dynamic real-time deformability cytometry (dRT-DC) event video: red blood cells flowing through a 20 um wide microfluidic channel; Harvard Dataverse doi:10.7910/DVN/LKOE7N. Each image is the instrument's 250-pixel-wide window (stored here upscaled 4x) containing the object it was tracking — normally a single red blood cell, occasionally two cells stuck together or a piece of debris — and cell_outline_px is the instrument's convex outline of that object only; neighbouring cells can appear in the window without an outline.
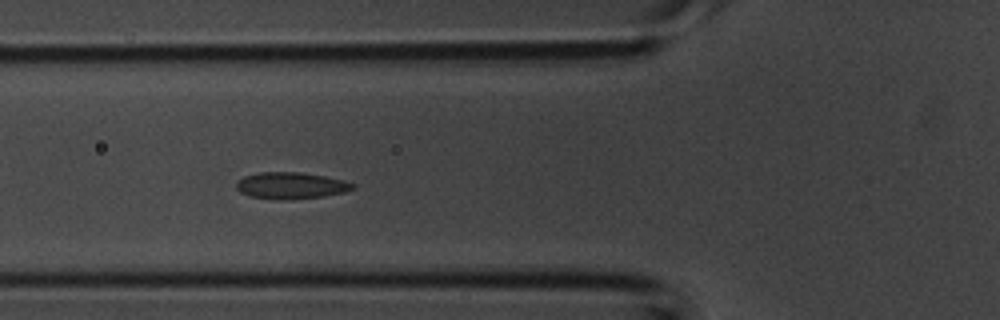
{"species": "common noctule bat (a hibernating species)", "species_latin": "Nyctalus noctula", "temperature_condition": "room temperature", "stored_images_in_passage": 43, "camera_frame_rate_fps": 3000, "um_per_image_px": 0.085, "animal": {"sex": "male", "body_mass_g": 20.1, "forearm_length_mm": 53.5}, "frame": {"image": 1, "passage_image": 15, "time_ms": 4.667, "image_size_px": [1000, 320], "cell_outline_px": [[356, 188], [344, 192], [324, 196], [292, 200], [276, 200], [248, 196], [240, 192], [236, 188], [236, 184], [244, 176], [260, 172], [300, 172], [324, 176], [344, 180], [356, 184]], "centroid_in_image_um": [24.74, 15.78], "position_along_channel_um": 101.1, "area_um2": 18.26}}
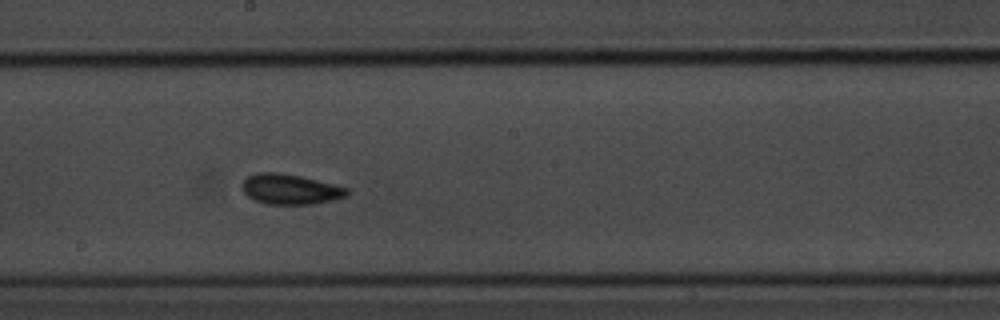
{"frame": {"image": 2, "passage_image": 23, "time_ms": 7.333, "image_size_px": [1000, 320], "cell_outline_px": [[348, 196], [316, 204], [268, 204], [256, 200], [248, 196], [244, 192], [240, 184], [248, 176], [256, 172], [276, 172], [300, 176], [348, 188]], "centroid_in_image_um": [24.65, 16.08], "position_along_channel_um": 223.5, "area_um2": 18.38}}
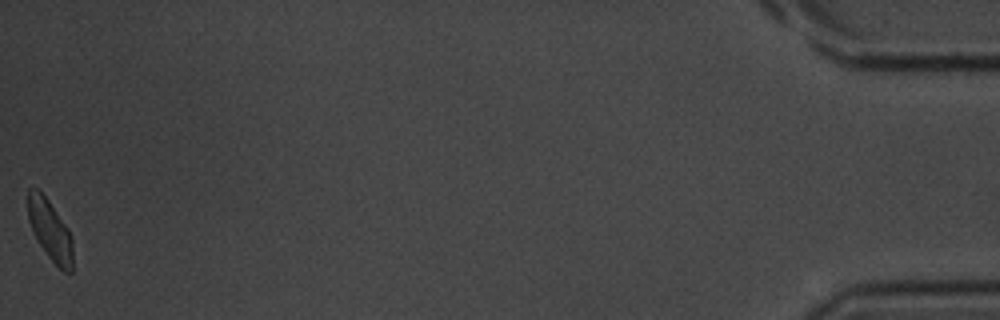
{"frame": {"image": 3, "passage_image": 43, "time_ms": 14.0, "image_size_px": [1000, 320], "cell_outline_px": [[72, 272], [64, 272], [48, 256], [36, 240], [28, 220], [28, 188], [36, 188], [48, 200], [68, 228], [72, 236]], "centroid_in_image_um": [4.25, 19.57], "position_along_channel_um": 430.9, "area_um2": 15.72}}